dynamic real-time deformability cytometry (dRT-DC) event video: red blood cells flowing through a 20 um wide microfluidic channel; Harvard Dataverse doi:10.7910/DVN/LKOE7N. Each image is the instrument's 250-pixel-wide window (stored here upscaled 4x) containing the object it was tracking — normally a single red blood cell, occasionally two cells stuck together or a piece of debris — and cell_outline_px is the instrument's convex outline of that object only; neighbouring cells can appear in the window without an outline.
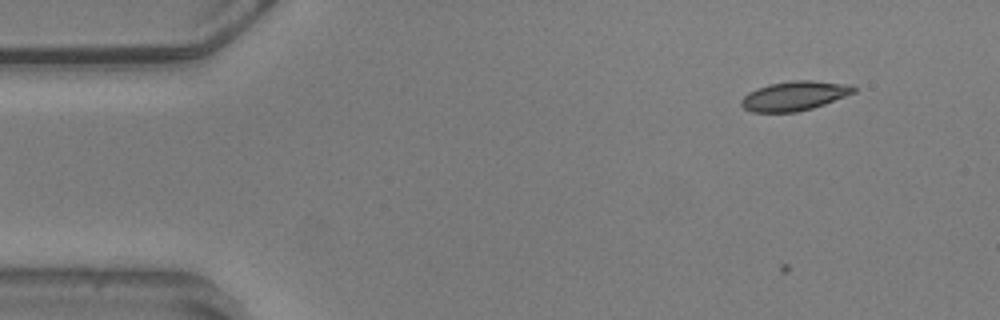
{"species": "common noctule bat (a hibernating species)", "species_latin": "Nyctalus noctula", "temperature_condition": "warm", "stored_images_in_passage": 57, "camera_frame_rate_fps": 3000, "um_per_image_px": 0.085, "animal": {"sex": "male", "body_mass_g": 20.5, "forearm_length_mm": 52.5}, "frame": {"image": 1, "passage_image": 6, "time_ms": 1.667, "image_size_px": [1000, 320], "cell_outline_px": [[856, 92], [824, 104], [812, 108], [796, 112], [752, 112], [744, 108], [740, 104], [740, 100], [748, 92], [756, 88], [768, 84], [792, 80], [812, 80], [856, 84]], "centroid_in_image_um": [67.55, 8.13], "position_along_channel_um": 17.4, "area_um2": 19.54}}
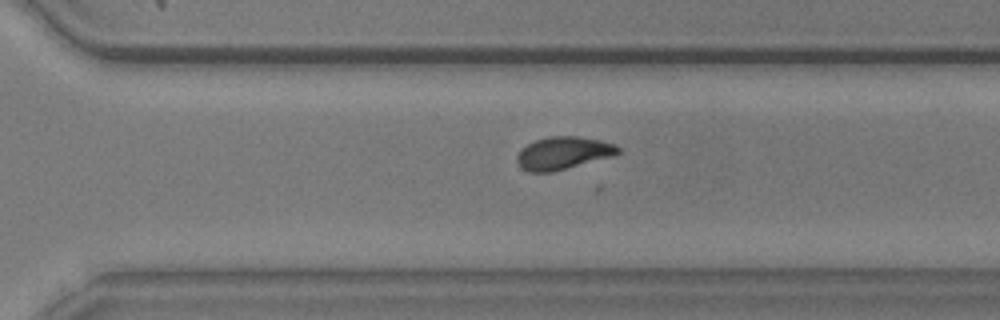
{"frame": {"image": 2, "passage_image": 39, "time_ms": 12.667, "image_size_px": [1000, 320], "cell_outline_px": [[620, 152], [612, 156], [552, 172], [532, 172], [524, 168], [516, 160], [516, 156], [520, 148], [536, 140], [552, 136], [580, 136], [600, 140], [616, 144], [620, 148]], "centroid_in_image_um": [47.89, 12.99], "position_along_channel_um": 322.7, "area_um2": 19.07}}
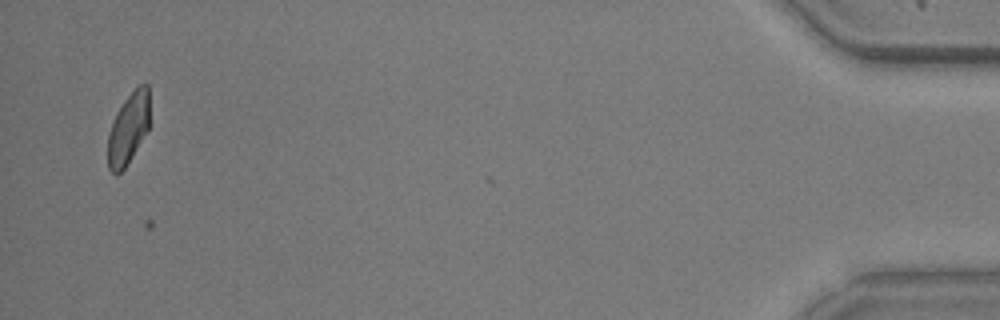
{"frame": {"image": 3, "passage_image": 55, "time_ms": 18.0, "image_size_px": [1000, 320], "cell_outline_px": [[148, 128], [124, 168], [120, 172], [112, 172], [108, 168], [108, 132], [124, 100], [140, 84], [148, 84]], "centroid_in_image_um": [10.89, 10.92], "position_along_channel_um": 424.3, "area_um2": 16.53}}